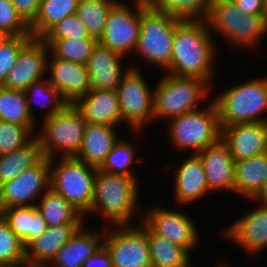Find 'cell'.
I'll return each instance as SVG.
<instances>
[{"label": "cell", "mask_w": 267, "mask_h": 267, "mask_svg": "<svg viewBox=\"0 0 267 267\" xmlns=\"http://www.w3.org/2000/svg\"><path fill=\"white\" fill-rule=\"evenodd\" d=\"M49 46L41 38H33L19 53L16 63L1 84L2 87L25 91L47 72Z\"/></svg>", "instance_id": "obj_15"}, {"label": "cell", "mask_w": 267, "mask_h": 267, "mask_svg": "<svg viewBox=\"0 0 267 267\" xmlns=\"http://www.w3.org/2000/svg\"><path fill=\"white\" fill-rule=\"evenodd\" d=\"M47 77L68 104H75L91 90L90 77L84 64L58 59L50 52L47 60Z\"/></svg>", "instance_id": "obj_17"}, {"label": "cell", "mask_w": 267, "mask_h": 267, "mask_svg": "<svg viewBox=\"0 0 267 267\" xmlns=\"http://www.w3.org/2000/svg\"><path fill=\"white\" fill-rule=\"evenodd\" d=\"M119 0H79L76 15L85 24L90 36L97 39L103 33L108 13Z\"/></svg>", "instance_id": "obj_36"}, {"label": "cell", "mask_w": 267, "mask_h": 267, "mask_svg": "<svg viewBox=\"0 0 267 267\" xmlns=\"http://www.w3.org/2000/svg\"><path fill=\"white\" fill-rule=\"evenodd\" d=\"M36 127L0 120V155L8 154L28 145L35 138Z\"/></svg>", "instance_id": "obj_38"}, {"label": "cell", "mask_w": 267, "mask_h": 267, "mask_svg": "<svg viewBox=\"0 0 267 267\" xmlns=\"http://www.w3.org/2000/svg\"><path fill=\"white\" fill-rule=\"evenodd\" d=\"M24 93L29 112L34 121H36V117L33 116V103L48 109L43 119L59 113L68 105L61 93L50 84V80L46 77L30 84Z\"/></svg>", "instance_id": "obj_32"}, {"label": "cell", "mask_w": 267, "mask_h": 267, "mask_svg": "<svg viewBox=\"0 0 267 267\" xmlns=\"http://www.w3.org/2000/svg\"><path fill=\"white\" fill-rule=\"evenodd\" d=\"M50 182V159L44 156L35 166L0 185V212L10 207L36 205V197L41 198L50 189Z\"/></svg>", "instance_id": "obj_13"}, {"label": "cell", "mask_w": 267, "mask_h": 267, "mask_svg": "<svg viewBox=\"0 0 267 267\" xmlns=\"http://www.w3.org/2000/svg\"><path fill=\"white\" fill-rule=\"evenodd\" d=\"M206 174L210 191L234 193V162L227 144L220 139L197 153Z\"/></svg>", "instance_id": "obj_19"}, {"label": "cell", "mask_w": 267, "mask_h": 267, "mask_svg": "<svg viewBox=\"0 0 267 267\" xmlns=\"http://www.w3.org/2000/svg\"><path fill=\"white\" fill-rule=\"evenodd\" d=\"M266 165H267V152H266ZM254 202H267V170L266 177L262 190L252 199Z\"/></svg>", "instance_id": "obj_46"}, {"label": "cell", "mask_w": 267, "mask_h": 267, "mask_svg": "<svg viewBox=\"0 0 267 267\" xmlns=\"http://www.w3.org/2000/svg\"><path fill=\"white\" fill-rule=\"evenodd\" d=\"M16 267H50L49 263H34L30 261H22Z\"/></svg>", "instance_id": "obj_47"}, {"label": "cell", "mask_w": 267, "mask_h": 267, "mask_svg": "<svg viewBox=\"0 0 267 267\" xmlns=\"http://www.w3.org/2000/svg\"><path fill=\"white\" fill-rule=\"evenodd\" d=\"M207 21L210 30H214L211 33L221 34L236 47L253 50L267 33V15L244 14L232 0H213Z\"/></svg>", "instance_id": "obj_6"}, {"label": "cell", "mask_w": 267, "mask_h": 267, "mask_svg": "<svg viewBox=\"0 0 267 267\" xmlns=\"http://www.w3.org/2000/svg\"><path fill=\"white\" fill-rule=\"evenodd\" d=\"M84 224L66 242L49 263L50 267H82L84 261L103 245L105 227L100 230H86Z\"/></svg>", "instance_id": "obj_22"}, {"label": "cell", "mask_w": 267, "mask_h": 267, "mask_svg": "<svg viewBox=\"0 0 267 267\" xmlns=\"http://www.w3.org/2000/svg\"><path fill=\"white\" fill-rule=\"evenodd\" d=\"M39 133L35 134L43 156L56 158L75 157L81 148L87 122L82 113L68 104L62 111L43 120Z\"/></svg>", "instance_id": "obj_7"}, {"label": "cell", "mask_w": 267, "mask_h": 267, "mask_svg": "<svg viewBox=\"0 0 267 267\" xmlns=\"http://www.w3.org/2000/svg\"><path fill=\"white\" fill-rule=\"evenodd\" d=\"M25 260V246L0 214V264L16 267Z\"/></svg>", "instance_id": "obj_39"}, {"label": "cell", "mask_w": 267, "mask_h": 267, "mask_svg": "<svg viewBox=\"0 0 267 267\" xmlns=\"http://www.w3.org/2000/svg\"><path fill=\"white\" fill-rule=\"evenodd\" d=\"M31 35L11 0H0V36Z\"/></svg>", "instance_id": "obj_41"}, {"label": "cell", "mask_w": 267, "mask_h": 267, "mask_svg": "<svg viewBox=\"0 0 267 267\" xmlns=\"http://www.w3.org/2000/svg\"><path fill=\"white\" fill-rule=\"evenodd\" d=\"M207 105L168 120L172 146L186 151L193 150V154H197L221 139L217 106L214 101Z\"/></svg>", "instance_id": "obj_8"}, {"label": "cell", "mask_w": 267, "mask_h": 267, "mask_svg": "<svg viewBox=\"0 0 267 267\" xmlns=\"http://www.w3.org/2000/svg\"><path fill=\"white\" fill-rule=\"evenodd\" d=\"M79 0H41L35 21L29 26L33 38H41L52 26L76 14Z\"/></svg>", "instance_id": "obj_31"}, {"label": "cell", "mask_w": 267, "mask_h": 267, "mask_svg": "<svg viewBox=\"0 0 267 267\" xmlns=\"http://www.w3.org/2000/svg\"><path fill=\"white\" fill-rule=\"evenodd\" d=\"M17 13L30 26L36 19L41 0H11Z\"/></svg>", "instance_id": "obj_43"}, {"label": "cell", "mask_w": 267, "mask_h": 267, "mask_svg": "<svg viewBox=\"0 0 267 267\" xmlns=\"http://www.w3.org/2000/svg\"><path fill=\"white\" fill-rule=\"evenodd\" d=\"M136 67L132 64L121 79L116 92L122 121H126L130 129L133 128L138 134L153 120L154 89L148 86L141 69Z\"/></svg>", "instance_id": "obj_10"}, {"label": "cell", "mask_w": 267, "mask_h": 267, "mask_svg": "<svg viewBox=\"0 0 267 267\" xmlns=\"http://www.w3.org/2000/svg\"><path fill=\"white\" fill-rule=\"evenodd\" d=\"M212 37L207 20H180L175 25L172 56L166 73L177 77H198L211 85L212 66L217 56Z\"/></svg>", "instance_id": "obj_1"}, {"label": "cell", "mask_w": 267, "mask_h": 267, "mask_svg": "<svg viewBox=\"0 0 267 267\" xmlns=\"http://www.w3.org/2000/svg\"><path fill=\"white\" fill-rule=\"evenodd\" d=\"M58 157L57 165L56 158L50 159V188L86 216L92 208L98 168L75 157Z\"/></svg>", "instance_id": "obj_5"}, {"label": "cell", "mask_w": 267, "mask_h": 267, "mask_svg": "<svg viewBox=\"0 0 267 267\" xmlns=\"http://www.w3.org/2000/svg\"><path fill=\"white\" fill-rule=\"evenodd\" d=\"M0 267H15V266L6 265V264H0Z\"/></svg>", "instance_id": "obj_49"}, {"label": "cell", "mask_w": 267, "mask_h": 267, "mask_svg": "<svg viewBox=\"0 0 267 267\" xmlns=\"http://www.w3.org/2000/svg\"><path fill=\"white\" fill-rule=\"evenodd\" d=\"M221 139L235 161L267 152V122L240 123L222 128Z\"/></svg>", "instance_id": "obj_18"}, {"label": "cell", "mask_w": 267, "mask_h": 267, "mask_svg": "<svg viewBox=\"0 0 267 267\" xmlns=\"http://www.w3.org/2000/svg\"><path fill=\"white\" fill-rule=\"evenodd\" d=\"M221 129L240 123L267 122V76L253 78L229 88L213 100Z\"/></svg>", "instance_id": "obj_3"}, {"label": "cell", "mask_w": 267, "mask_h": 267, "mask_svg": "<svg viewBox=\"0 0 267 267\" xmlns=\"http://www.w3.org/2000/svg\"><path fill=\"white\" fill-rule=\"evenodd\" d=\"M49 46L50 55L58 59L86 65L97 38H64L57 40H43Z\"/></svg>", "instance_id": "obj_34"}, {"label": "cell", "mask_w": 267, "mask_h": 267, "mask_svg": "<svg viewBox=\"0 0 267 267\" xmlns=\"http://www.w3.org/2000/svg\"><path fill=\"white\" fill-rule=\"evenodd\" d=\"M127 139H121L114 144L110 153L106 156L105 161L98 168L101 171L124 175L127 177H136V173L131 169L135 160V145Z\"/></svg>", "instance_id": "obj_37"}, {"label": "cell", "mask_w": 267, "mask_h": 267, "mask_svg": "<svg viewBox=\"0 0 267 267\" xmlns=\"http://www.w3.org/2000/svg\"><path fill=\"white\" fill-rule=\"evenodd\" d=\"M180 19L159 13L141 0L140 34L136 54L148 64H154L164 71L169 67L175 25Z\"/></svg>", "instance_id": "obj_9"}, {"label": "cell", "mask_w": 267, "mask_h": 267, "mask_svg": "<svg viewBox=\"0 0 267 267\" xmlns=\"http://www.w3.org/2000/svg\"><path fill=\"white\" fill-rule=\"evenodd\" d=\"M0 214L24 246L48 228L36 205L10 207L3 209Z\"/></svg>", "instance_id": "obj_27"}, {"label": "cell", "mask_w": 267, "mask_h": 267, "mask_svg": "<svg viewBox=\"0 0 267 267\" xmlns=\"http://www.w3.org/2000/svg\"><path fill=\"white\" fill-rule=\"evenodd\" d=\"M123 56L113 52L100 43L94 47L86 64L91 89L116 90L123 76L131 68H123Z\"/></svg>", "instance_id": "obj_20"}, {"label": "cell", "mask_w": 267, "mask_h": 267, "mask_svg": "<svg viewBox=\"0 0 267 267\" xmlns=\"http://www.w3.org/2000/svg\"><path fill=\"white\" fill-rule=\"evenodd\" d=\"M213 0H150L148 4L157 12L180 20H207Z\"/></svg>", "instance_id": "obj_33"}, {"label": "cell", "mask_w": 267, "mask_h": 267, "mask_svg": "<svg viewBox=\"0 0 267 267\" xmlns=\"http://www.w3.org/2000/svg\"><path fill=\"white\" fill-rule=\"evenodd\" d=\"M212 86L198 77L162 76L155 84L153 119H172L200 109L201 100L209 96ZM208 95V96H207Z\"/></svg>", "instance_id": "obj_4"}, {"label": "cell", "mask_w": 267, "mask_h": 267, "mask_svg": "<svg viewBox=\"0 0 267 267\" xmlns=\"http://www.w3.org/2000/svg\"><path fill=\"white\" fill-rule=\"evenodd\" d=\"M136 177L113 174L97 169L94 181V197L90 213H96L107 220V226L131 225L133 216L142 219L138 208L140 194ZM137 209L140 211H137ZM109 221V222H108Z\"/></svg>", "instance_id": "obj_2"}, {"label": "cell", "mask_w": 267, "mask_h": 267, "mask_svg": "<svg viewBox=\"0 0 267 267\" xmlns=\"http://www.w3.org/2000/svg\"><path fill=\"white\" fill-rule=\"evenodd\" d=\"M151 267H190V252L164 237L154 234L146 226Z\"/></svg>", "instance_id": "obj_29"}, {"label": "cell", "mask_w": 267, "mask_h": 267, "mask_svg": "<svg viewBox=\"0 0 267 267\" xmlns=\"http://www.w3.org/2000/svg\"><path fill=\"white\" fill-rule=\"evenodd\" d=\"M83 224H63L48 227L25 246V258L34 263H50L58 250L68 242Z\"/></svg>", "instance_id": "obj_25"}, {"label": "cell", "mask_w": 267, "mask_h": 267, "mask_svg": "<svg viewBox=\"0 0 267 267\" xmlns=\"http://www.w3.org/2000/svg\"><path fill=\"white\" fill-rule=\"evenodd\" d=\"M74 106L90 124H107L117 127L122 124L121 110L116 90L91 89Z\"/></svg>", "instance_id": "obj_21"}, {"label": "cell", "mask_w": 267, "mask_h": 267, "mask_svg": "<svg viewBox=\"0 0 267 267\" xmlns=\"http://www.w3.org/2000/svg\"><path fill=\"white\" fill-rule=\"evenodd\" d=\"M36 203L48 227L63 224H84L85 216L77 211L62 195L51 188Z\"/></svg>", "instance_id": "obj_28"}, {"label": "cell", "mask_w": 267, "mask_h": 267, "mask_svg": "<svg viewBox=\"0 0 267 267\" xmlns=\"http://www.w3.org/2000/svg\"><path fill=\"white\" fill-rule=\"evenodd\" d=\"M0 120L22 126H37L29 112L24 91L0 85Z\"/></svg>", "instance_id": "obj_35"}, {"label": "cell", "mask_w": 267, "mask_h": 267, "mask_svg": "<svg viewBox=\"0 0 267 267\" xmlns=\"http://www.w3.org/2000/svg\"><path fill=\"white\" fill-rule=\"evenodd\" d=\"M134 7L118 1L109 11L98 43L125 57L135 49L140 34L141 0ZM135 8V9H134Z\"/></svg>", "instance_id": "obj_12"}, {"label": "cell", "mask_w": 267, "mask_h": 267, "mask_svg": "<svg viewBox=\"0 0 267 267\" xmlns=\"http://www.w3.org/2000/svg\"><path fill=\"white\" fill-rule=\"evenodd\" d=\"M229 265H225V264H223V263H220V264H218V265H216V267H228Z\"/></svg>", "instance_id": "obj_48"}, {"label": "cell", "mask_w": 267, "mask_h": 267, "mask_svg": "<svg viewBox=\"0 0 267 267\" xmlns=\"http://www.w3.org/2000/svg\"><path fill=\"white\" fill-rule=\"evenodd\" d=\"M238 10L249 15H267V0H232Z\"/></svg>", "instance_id": "obj_44"}, {"label": "cell", "mask_w": 267, "mask_h": 267, "mask_svg": "<svg viewBox=\"0 0 267 267\" xmlns=\"http://www.w3.org/2000/svg\"><path fill=\"white\" fill-rule=\"evenodd\" d=\"M178 165L175 173L174 196L179 204L197 202L201 197L210 193L206 174L197 154L191 153Z\"/></svg>", "instance_id": "obj_23"}, {"label": "cell", "mask_w": 267, "mask_h": 267, "mask_svg": "<svg viewBox=\"0 0 267 267\" xmlns=\"http://www.w3.org/2000/svg\"><path fill=\"white\" fill-rule=\"evenodd\" d=\"M143 209L142 222L158 236L185 247L190 253L199 244V231L193 219L183 211L160 206ZM198 243V244H197Z\"/></svg>", "instance_id": "obj_14"}, {"label": "cell", "mask_w": 267, "mask_h": 267, "mask_svg": "<svg viewBox=\"0 0 267 267\" xmlns=\"http://www.w3.org/2000/svg\"><path fill=\"white\" fill-rule=\"evenodd\" d=\"M64 38H95L90 36L85 24L76 14L67 16L52 26L42 37V40H57Z\"/></svg>", "instance_id": "obj_42"}, {"label": "cell", "mask_w": 267, "mask_h": 267, "mask_svg": "<svg viewBox=\"0 0 267 267\" xmlns=\"http://www.w3.org/2000/svg\"><path fill=\"white\" fill-rule=\"evenodd\" d=\"M257 204L222 231L226 240L234 241L249 255L267 248V202Z\"/></svg>", "instance_id": "obj_16"}, {"label": "cell", "mask_w": 267, "mask_h": 267, "mask_svg": "<svg viewBox=\"0 0 267 267\" xmlns=\"http://www.w3.org/2000/svg\"><path fill=\"white\" fill-rule=\"evenodd\" d=\"M82 267H112L111 257L106 247L102 245L97 251L84 261Z\"/></svg>", "instance_id": "obj_45"}, {"label": "cell", "mask_w": 267, "mask_h": 267, "mask_svg": "<svg viewBox=\"0 0 267 267\" xmlns=\"http://www.w3.org/2000/svg\"><path fill=\"white\" fill-rule=\"evenodd\" d=\"M266 170V152L235 161L234 193L251 201L263 188Z\"/></svg>", "instance_id": "obj_26"}, {"label": "cell", "mask_w": 267, "mask_h": 267, "mask_svg": "<svg viewBox=\"0 0 267 267\" xmlns=\"http://www.w3.org/2000/svg\"><path fill=\"white\" fill-rule=\"evenodd\" d=\"M43 157L36 138L21 149L0 155V185L35 166Z\"/></svg>", "instance_id": "obj_30"}, {"label": "cell", "mask_w": 267, "mask_h": 267, "mask_svg": "<svg viewBox=\"0 0 267 267\" xmlns=\"http://www.w3.org/2000/svg\"><path fill=\"white\" fill-rule=\"evenodd\" d=\"M115 128L107 124L87 123L81 148L75 158L99 168L119 140Z\"/></svg>", "instance_id": "obj_24"}, {"label": "cell", "mask_w": 267, "mask_h": 267, "mask_svg": "<svg viewBox=\"0 0 267 267\" xmlns=\"http://www.w3.org/2000/svg\"><path fill=\"white\" fill-rule=\"evenodd\" d=\"M103 245L110 254L112 267H151L146 225L142 221L137 226H105Z\"/></svg>", "instance_id": "obj_11"}, {"label": "cell", "mask_w": 267, "mask_h": 267, "mask_svg": "<svg viewBox=\"0 0 267 267\" xmlns=\"http://www.w3.org/2000/svg\"><path fill=\"white\" fill-rule=\"evenodd\" d=\"M32 39V35L0 36V85L16 63L20 51Z\"/></svg>", "instance_id": "obj_40"}]
</instances>
